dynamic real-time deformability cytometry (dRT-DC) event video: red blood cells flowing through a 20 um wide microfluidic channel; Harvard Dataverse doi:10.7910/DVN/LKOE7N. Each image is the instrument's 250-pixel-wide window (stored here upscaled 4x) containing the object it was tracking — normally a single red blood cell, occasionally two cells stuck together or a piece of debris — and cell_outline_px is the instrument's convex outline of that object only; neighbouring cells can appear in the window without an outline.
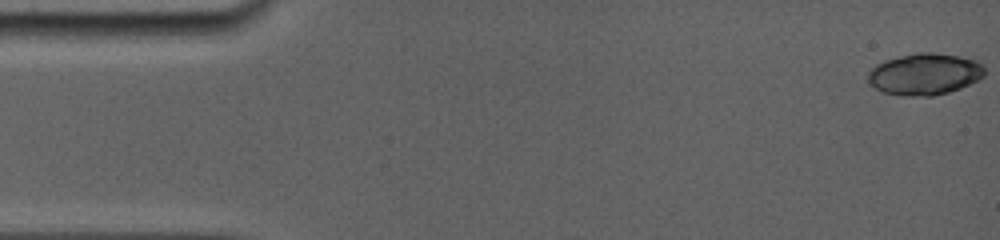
{"species": "common noctule bat (a hibernating species)", "species_latin": "Nyctalus noctula", "temperature_condition": "room temperature", "stored_images_in_passage": 17, "camera_frame_rate_fps": 5000, "um_per_image_px": 0.085, "animal": {"sex": "female", "body_mass_g": 19.0, "forearm_length_mm": 56.7}, "frame": {"image": 1, "passage_image": 1, "time_ms": 0.0, "image_size_px": [1000, 240], "cell_outline_px": [[984, 76], [960, 88], [948, 92], [932, 96], [908, 96], [880, 92], [868, 84], [868, 72], [876, 64], [884, 60], [916, 52], [932, 52], [960, 56], [976, 60], [984, 64]], "centroid_in_image_um": [78.57, 6.29], "position_along_channel_um": 6.4, "area_um2": 28.5}}
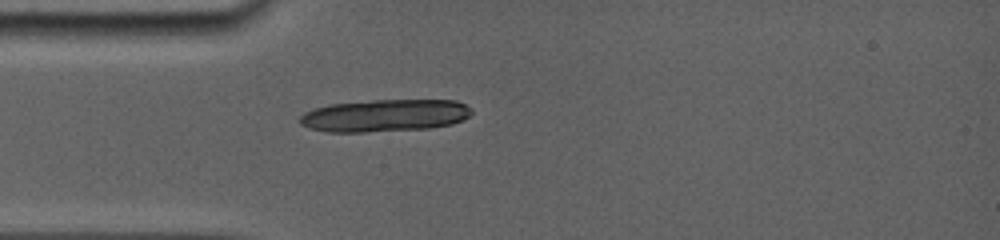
{"frame": {"image": 2, "passage_image": 17, "time_ms": 4.4, "image_size_px": [1000, 240], "cell_outline_px": [[472, 112], [468, 116], [452, 124], [428, 128], [364, 132], [328, 132], [308, 128], [300, 124], [300, 116], [304, 112], [312, 108], [332, 104], [372, 100], [456, 100], [472, 108]], "centroid_in_image_um": [32.67, 9.82], "position_along_channel_um": 52.3, "area_um2": 32.37}}